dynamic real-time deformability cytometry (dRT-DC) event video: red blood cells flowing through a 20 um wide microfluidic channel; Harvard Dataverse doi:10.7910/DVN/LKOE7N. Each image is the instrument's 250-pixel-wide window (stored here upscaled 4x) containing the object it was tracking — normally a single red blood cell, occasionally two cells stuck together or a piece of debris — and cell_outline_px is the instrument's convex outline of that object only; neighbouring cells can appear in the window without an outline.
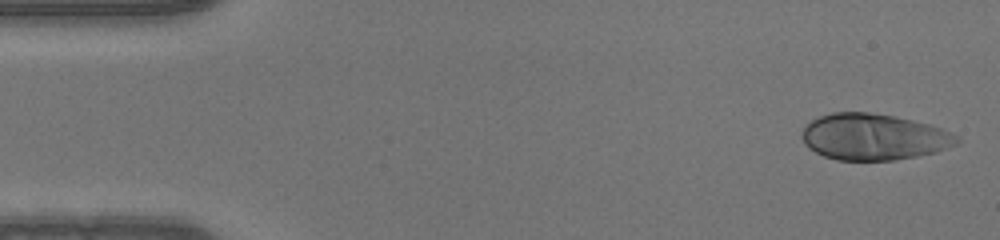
{"species": "human", "species_latin": "Homo sapiens", "temperature_condition": "warm", "stored_images_in_passage": 48, "camera_frame_rate_fps": 3000, "um_per_image_px": 0.085, "donor": {"sex": "male"}, "frame": {"image": 1, "passage_image": 1, "time_ms": 0.0, "image_size_px": [1000, 240], "cell_outline_px": [[960, 140], [956, 144], [936, 152], [896, 160], [836, 160], [824, 156], [808, 148], [804, 144], [800, 136], [804, 128], [812, 120], [820, 116], [832, 112], [868, 112], [892, 116], [912, 120], [928, 124], [940, 128], [956, 136]], "centroid_in_image_um": [74.22, 11.64], "position_along_channel_um": 10.8, "area_um2": 41.56}}
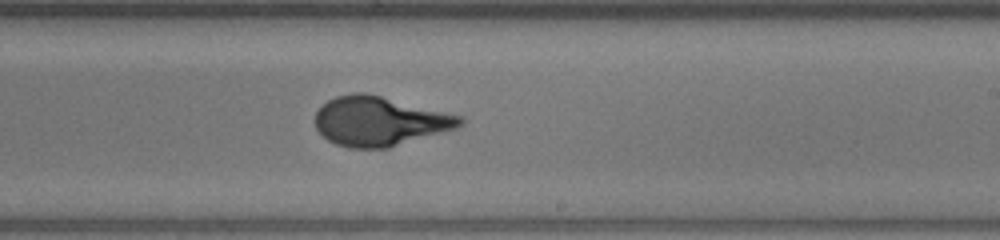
{"frame": {"image": 2, "passage_image": 28, "time_ms": 9.0, "image_size_px": [1000, 240], "cell_outline_px": [[464, 124], [456, 128], [388, 148], [348, 148], [336, 144], [328, 140], [316, 128], [316, 112], [328, 100], [336, 96], [352, 92], [368, 92], [464, 116]], "centroid_in_image_um": [32.29, 10.28], "position_along_channel_um": 256.7, "area_um2": 41.85}}
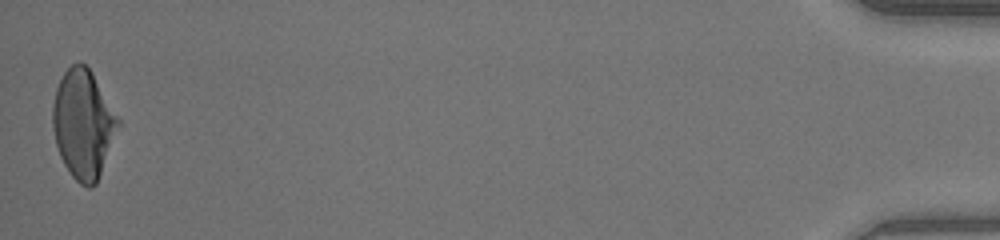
{"frame": {"image": 3, "passage_image": 48, "time_ms": 15.667, "image_size_px": [1000, 240], "cell_outline_px": [[120, 124], [96, 184], [92, 188], [88, 188], [80, 184], [72, 176], [64, 164], [60, 156], [56, 144], [52, 128], [52, 104], [56, 88], [64, 72], [72, 64], [80, 60], [92, 72], [120, 120]], "centroid_in_image_um": [7.06, 10.54], "position_along_channel_um": 428.1, "area_um2": 41.33}}